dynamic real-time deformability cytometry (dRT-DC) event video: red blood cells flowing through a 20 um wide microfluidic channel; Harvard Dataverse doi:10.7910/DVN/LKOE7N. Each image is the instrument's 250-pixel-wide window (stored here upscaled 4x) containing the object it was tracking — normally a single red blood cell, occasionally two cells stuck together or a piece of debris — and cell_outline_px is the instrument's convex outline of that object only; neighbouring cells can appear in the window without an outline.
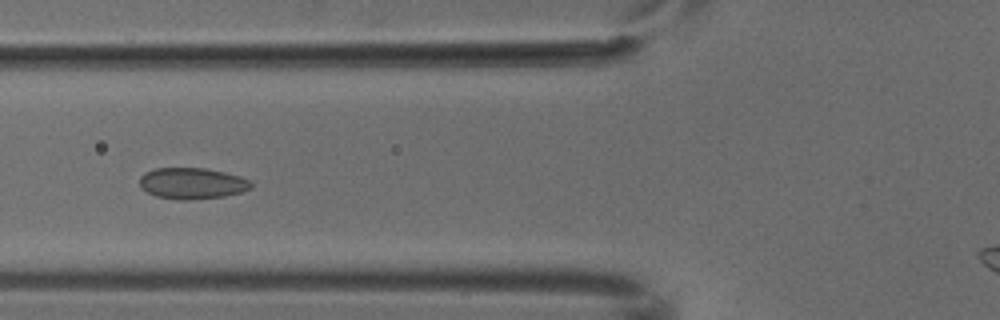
{"species": "common noctule bat (a hibernating species)", "species_latin": "Nyctalus noctula", "temperature_condition": "cold", "stored_images_in_passage": 6, "camera_frame_rate_fps": 3000, "um_per_image_px": 0.085, "animal": {"sex": "male", "body_mass_g": 18.8}, "frame": {"image": 1, "passage_image": 5, "time_ms": 1.333, "image_size_px": [1000, 320], "cell_outline_px": [[252, 188], [240, 192], [224, 196], [184, 200], [176, 200], [156, 196], [140, 188], [140, 176], [144, 172], [156, 168], [204, 168], [224, 172], [240, 176], [252, 180]], "centroid_in_image_um": [16.32, 15.58], "position_along_channel_um": 109.5, "area_um2": 20.35}}
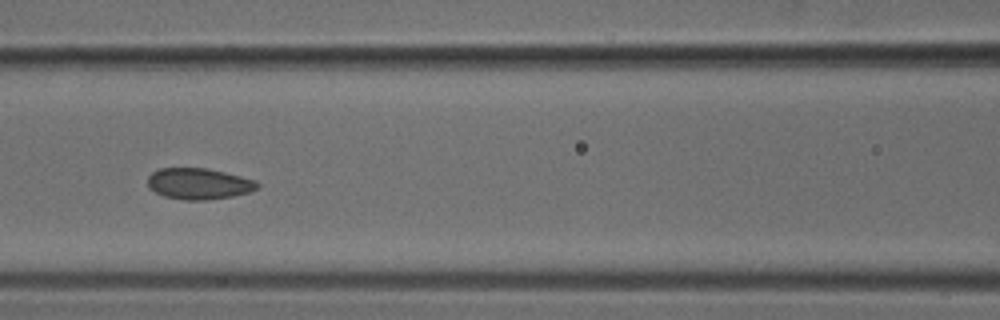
{"frame": {"image": 2, "passage_image": 6, "time_ms": 1.667, "image_size_px": [1000, 320], "cell_outline_px": [[260, 184], [256, 188], [248, 192], [232, 196], [204, 200], [184, 200], [164, 196], [148, 188], [148, 176], [152, 172], [160, 168], [208, 168], [256, 180]], "centroid_in_image_um": [16.87, 15.61], "position_along_channel_um": 149.7, "area_um2": 19.83}}